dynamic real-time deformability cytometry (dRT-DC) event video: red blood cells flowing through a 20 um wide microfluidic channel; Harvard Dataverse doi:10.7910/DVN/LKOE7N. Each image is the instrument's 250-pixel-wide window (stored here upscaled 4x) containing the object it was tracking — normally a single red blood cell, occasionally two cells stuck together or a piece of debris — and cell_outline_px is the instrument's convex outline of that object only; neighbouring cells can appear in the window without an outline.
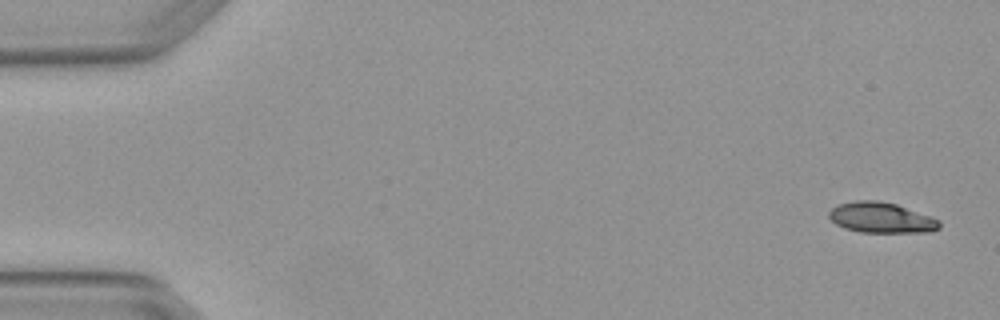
{"species": "Egyptian fruit bat (a non-hibernating species)", "species_latin": "Rousettus aegyptiacus", "temperature_condition": "warm", "stored_images_in_passage": 6, "camera_frame_rate_fps": 3000, "um_per_image_px": 0.085, "animal": {"sex": "female"}, "frame": {"image": 1, "passage_image": 1, "time_ms": 0.0, "image_size_px": [1000, 320], "cell_outline_px": [[940, 228], [932, 232], [860, 232], [844, 228], [836, 224], [828, 216], [828, 212], [832, 208], [840, 204], [856, 200], [876, 200], [896, 204], [940, 220]], "centroid_in_image_um": [74.9, 18.51], "position_along_channel_um": 10.1, "area_um2": 19.54}}
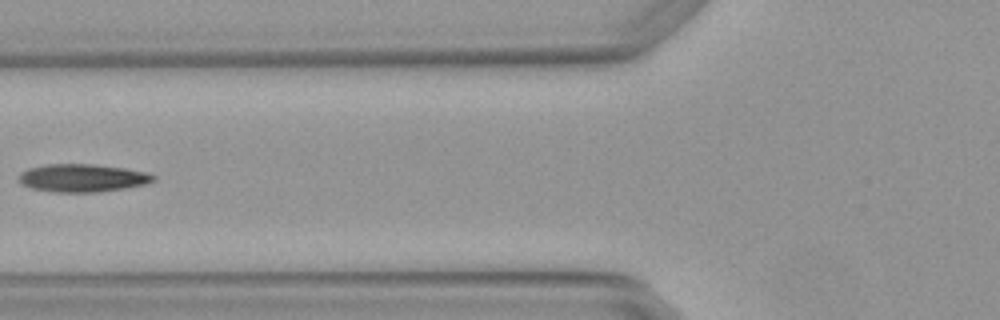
{"frame": {"image": 2, "passage_image": 6, "time_ms": 1.667, "image_size_px": [1000, 320], "cell_outline_px": [[156, 180], [144, 184], [128, 188], [96, 192], [56, 192], [32, 188], [20, 184], [16, 180], [16, 176], [20, 172], [28, 168], [44, 164], [92, 164], [124, 168], [148, 172], [156, 176]], "centroid_in_image_um": [6.97, 15.12], "position_along_channel_um": 118.8, "area_um2": 22.2}}